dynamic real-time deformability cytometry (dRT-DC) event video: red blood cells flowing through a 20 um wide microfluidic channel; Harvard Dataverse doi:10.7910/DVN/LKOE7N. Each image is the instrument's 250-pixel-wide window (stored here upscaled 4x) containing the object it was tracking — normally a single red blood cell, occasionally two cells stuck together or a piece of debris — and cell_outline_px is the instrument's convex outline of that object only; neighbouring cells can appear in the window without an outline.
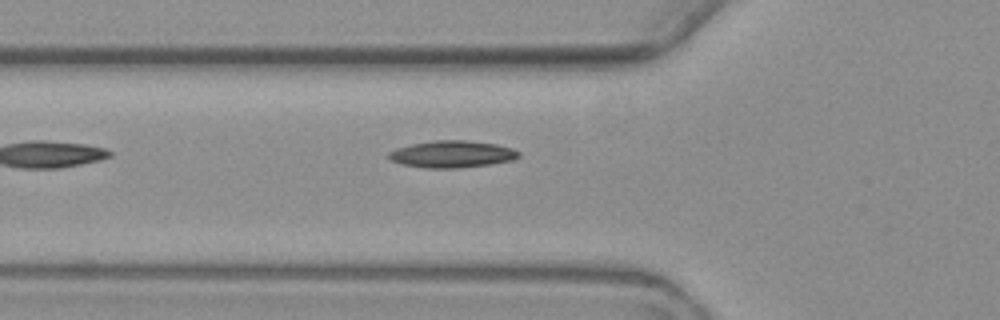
{"species": "common noctule bat (a hibernating species)", "species_latin": "Nyctalus noctula", "temperature_condition": "warm", "stored_images_in_passage": 3, "camera_frame_rate_fps": 3000, "um_per_image_px": 0.085, "animal": {"sex": "female", "body_mass_g": 19.3, "forearm_length_mm": 54.1}, "frame": {"image": 1, "passage_image": 3, "time_ms": 2.333, "image_size_px": [1000, 320], "cell_outline_px": [[520, 156], [512, 160], [492, 164], [456, 168], [424, 168], [400, 164], [388, 160], [388, 152], [396, 148], [412, 144], [432, 140], [464, 140], [496, 144], [512, 148], [520, 152]], "centroid_in_image_um": [38.39, 13.11], "position_along_channel_um": 87.4, "area_um2": 20.58}}